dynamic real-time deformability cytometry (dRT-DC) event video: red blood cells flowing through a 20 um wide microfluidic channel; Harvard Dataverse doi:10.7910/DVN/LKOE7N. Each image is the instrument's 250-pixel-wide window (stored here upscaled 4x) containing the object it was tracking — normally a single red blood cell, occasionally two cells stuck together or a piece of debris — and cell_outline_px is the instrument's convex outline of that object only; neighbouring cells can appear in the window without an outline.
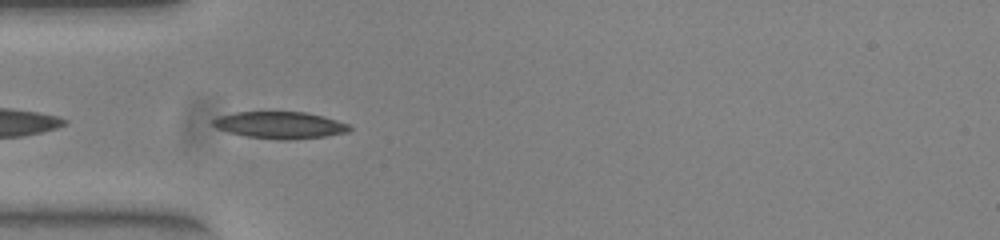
{"species": "common noctule bat (a hibernating species)", "species_latin": "Nyctalus noctula", "temperature_condition": "warm", "stored_images_in_passage": 29, "camera_frame_rate_fps": 3000, "um_per_image_px": 0.085, "animal": {"sex": "female", "body_mass_g": 23.0, "forearm_length_mm": 53.4}, "frame": {"image": 1, "passage_image": 2, "time_ms": 0.333, "image_size_px": [1000, 240], "cell_outline_px": [[352, 128], [348, 132], [324, 136], [288, 140], [280, 140], [244, 136], [228, 132], [216, 128], [212, 124], [212, 120], [216, 116], [236, 112], [304, 112], [324, 116], [348, 124]], "centroid_in_image_um": [23.76, 10.63], "position_along_channel_um": 61.2, "area_um2": 21.44}}
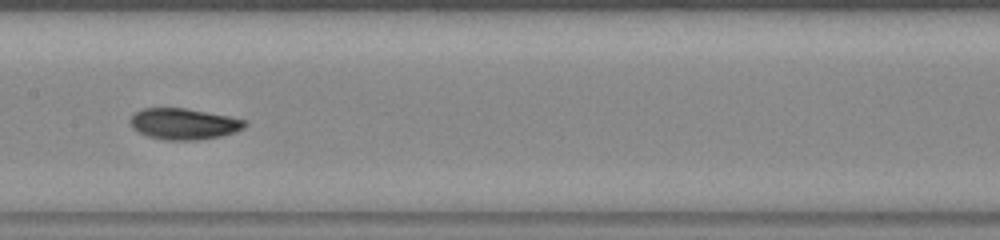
{"frame": {"image": 2, "passage_image": 12, "time_ms": 3.667, "image_size_px": [1000, 240], "cell_outline_px": [[248, 124], [244, 128], [236, 132], [220, 136], [196, 140], [168, 140], [148, 136], [132, 128], [128, 120], [136, 112], [144, 108], [184, 108], [228, 116], [248, 120]], "centroid_in_image_um": [15.65, 10.53], "position_along_channel_um": 191.8, "area_um2": 20.75}}
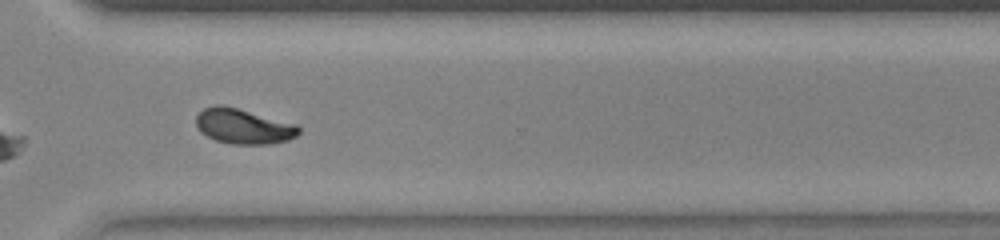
{"frame": {"image": 3, "passage_image": 24, "time_ms": 7.667, "image_size_px": [1000, 240], "cell_outline_px": [[300, 132], [296, 136], [288, 140], [268, 144], [232, 144], [216, 140], [200, 132], [196, 124], [196, 116], [204, 108], [216, 104], [224, 104], [296, 124], [300, 128]], "centroid_in_image_um": [20.68, 10.72], "position_along_channel_um": 349.9, "area_um2": 21.04}, "authors_computed_cell_mechanics": {"area_um2": 20.7502, "velocity_mm_per_s": 3.9576, "shape_relaxation_time_tau1_ms": 7.4854, "shape_relaxation_time_tau2_ms": 2.3281, "deformation_change_tau1": 0.2168, "deformation_change_tau2": 0.0604}}